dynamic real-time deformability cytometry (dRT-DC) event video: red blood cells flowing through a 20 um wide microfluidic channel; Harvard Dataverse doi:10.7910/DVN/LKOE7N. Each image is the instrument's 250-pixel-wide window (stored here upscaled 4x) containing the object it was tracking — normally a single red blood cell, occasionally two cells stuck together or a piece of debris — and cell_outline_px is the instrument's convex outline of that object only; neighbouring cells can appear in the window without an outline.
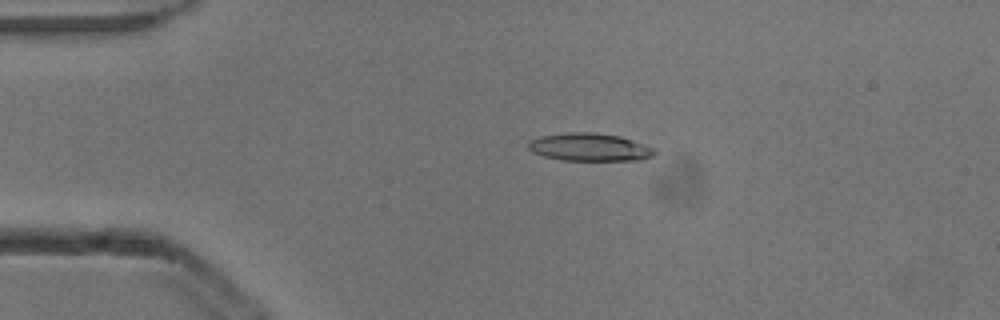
{"species": "common noctule bat (a hibernating species)", "species_latin": "Nyctalus noctula", "temperature_condition": "cold", "stored_images_in_passage": 2, "camera_frame_rate_fps": 3000, "um_per_image_px": 0.085, "animal": {"sex": "male", "body_mass_g": 13.3}, "frame": {"image": 1, "passage_image": 1, "time_ms": 0.0, "image_size_px": [1000, 320], "cell_outline_px": [[656, 152], [652, 156], [640, 160], [564, 160], [544, 156], [532, 152], [528, 148], [528, 140], [540, 136], [568, 132], [592, 132], [620, 136], [656, 148]], "centroid_in_image_um": [50.11, 12.5], "position_along_channel_um": 34.9, "area_um2": 20.52}}